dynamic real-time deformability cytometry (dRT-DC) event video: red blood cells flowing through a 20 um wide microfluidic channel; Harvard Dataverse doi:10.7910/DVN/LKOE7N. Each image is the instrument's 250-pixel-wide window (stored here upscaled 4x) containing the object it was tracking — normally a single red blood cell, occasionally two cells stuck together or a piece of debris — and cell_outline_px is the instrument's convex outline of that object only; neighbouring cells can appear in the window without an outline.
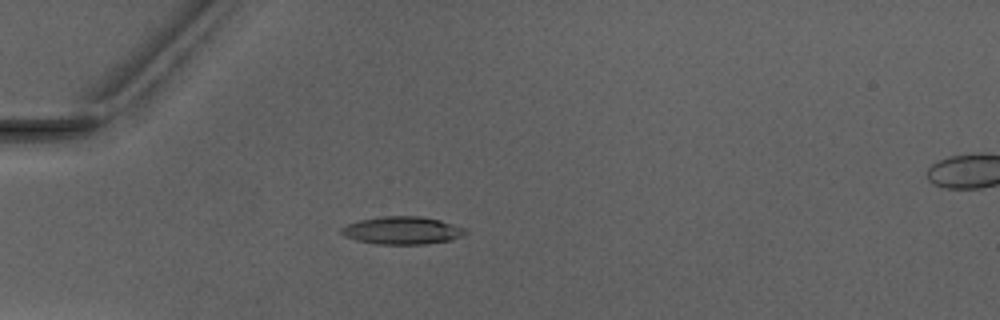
{"species": "Egyptian fruit bat (a non-hibernating species)", "species_latin": "Rousettus aegyptiacus", "temperature_condition": "warm", "stored_images_in_passage": 3, "camera_frame_rate_fps": 3000, "um_per_image_px": 0.085, "animal": {"sex": "male"}, "frame": {"image": 1, "passage_image": 2, "time_ms": 1.0, "image_size_px": [1000, 320], "cell_outline_px": [[468, 232], [464, 236], [448, 240], [424, 244], [376, 244], [356, 240], [344, 236], [340, 232], [340, 228], [348, 224], [360, 220], [384, 216], [420, 216], [440, 220], [464, 228]], "centroid_in_image_um": [34.18, 19.59], "position_along_channel_um": 50.8, "area_um2": 19.94}}